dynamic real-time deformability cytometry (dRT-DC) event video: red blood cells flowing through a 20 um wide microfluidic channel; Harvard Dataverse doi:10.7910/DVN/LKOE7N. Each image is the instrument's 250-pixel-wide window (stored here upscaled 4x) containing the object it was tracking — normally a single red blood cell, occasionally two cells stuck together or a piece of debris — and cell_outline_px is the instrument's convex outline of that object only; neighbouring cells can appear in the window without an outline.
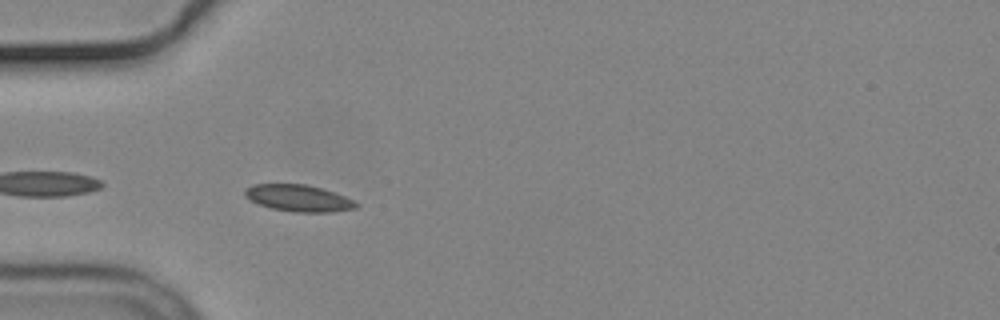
{"species": "common noctule bat (a hibernating species)", "species_latin": "Nyctalus noctula", "temperature_condition": "cold", "stored_images_in_passage": 6, "camera_frame_rate_fps": 3000, "um_per_image_px": 0.085, "animal": {"sex": "male", "body_mass_g": 19.2, "forearm_length_mm": 51.8}, "frame": {"image": 1, "passage_image": 2, "time_ms": 0.333, "image_size_px": [1000, 320], "cell_outline_px": [[360, 204], [356, 208], [332, 212], [296, 212], [272, 208], [260, 204], [244, 196], [244, 188], [252, 184], [304, 184], [320, 188], [344, 196]], "centroid_in_image_um": [25.36, 16.84], "position_along_channel_um": 59.6, "area_um2": 17.11}}